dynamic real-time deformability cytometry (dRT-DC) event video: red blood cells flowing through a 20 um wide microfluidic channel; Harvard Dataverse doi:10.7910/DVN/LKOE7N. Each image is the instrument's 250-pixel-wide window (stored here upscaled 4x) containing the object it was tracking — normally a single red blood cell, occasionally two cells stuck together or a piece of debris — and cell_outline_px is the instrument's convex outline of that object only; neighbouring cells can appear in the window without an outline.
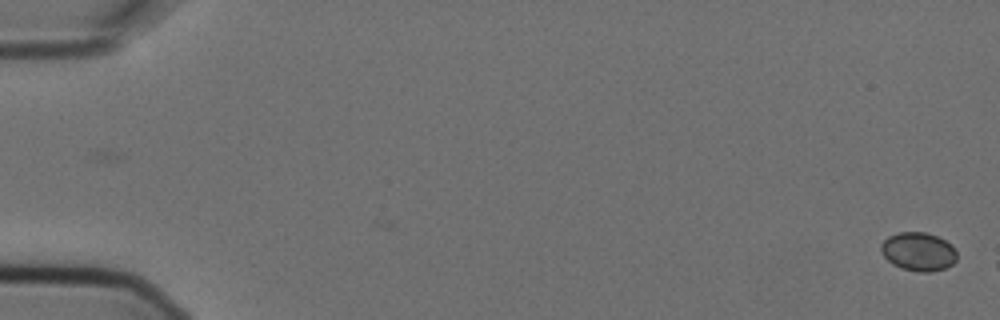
{"species": "Egyptian fruit bat (a non-hibernating species)", "species_latin": "Rousettus aegyptiacus", "temperature_condition": "cold", "stored_images_in_passage": 2, "camera_frame_rate_fps": 3000, "um_per_image_px": 0.085, "animal": {"sex": "female"}, "frame": {"image": 1, "passage_image": 2, "time_ms": 0.333, "image_size_px": [1000, 320], "cell_outline_px": [[956, 260], [952, 264], [944, 268], [932, 272], [916, 272], [900, 268], [892, 264], [884, 256], [880, 248], [880, 244], [888, 236], [900, 232], [924, 232], [936, 236], [952, 244], [956, 252]], "centroid_in_image_um": [78.05, 21.39], "position_along_channel_um": 7.0, "area_um2": 17.11}}